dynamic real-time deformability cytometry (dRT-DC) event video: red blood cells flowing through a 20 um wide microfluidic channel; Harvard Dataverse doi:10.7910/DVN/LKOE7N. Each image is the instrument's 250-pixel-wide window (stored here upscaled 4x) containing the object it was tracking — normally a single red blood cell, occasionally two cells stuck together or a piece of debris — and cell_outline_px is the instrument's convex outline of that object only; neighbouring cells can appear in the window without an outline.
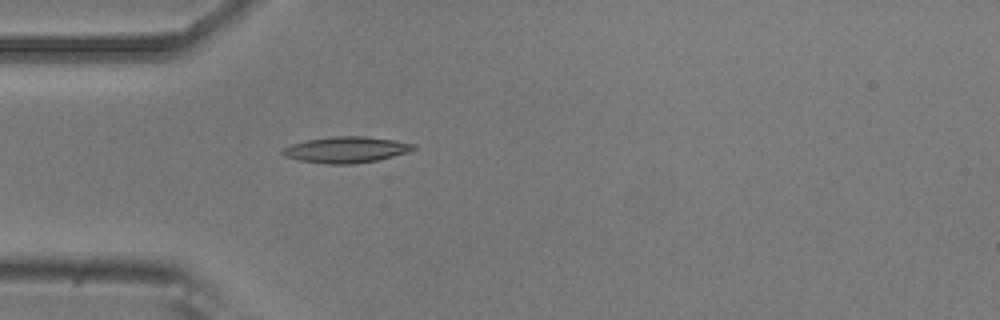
{"species": "common noctule bat (a hibernating species)", "species_latin": "Nyctalus noctula", "temperature_condition": "room temperature", "stored_images_in_passage": 5, "camera_frame_rate_fps": 3000, "um_per_image_px": 0.085, "animal": {"sex": "male", "body_mass_g": 20.5, "forearm_length_mm": 52.5}, "frame": {"image": 1, "passage_image": 5, "time_ms": 1.333, "image_size_px": [1000, 320], "cell_outline_px": [[416, 148], [408, 152], [376, 160], [352, 164], [328, 164], [300, 160], [284, 156], [280, 152], [280, 148], [292, 144], [308, 140], [332, 136], [368, 136], [416, 144]], "centroid_in_image_um": [29.39, 12.72], "position_along_channel_um": 55.6, "area_um2": 19.83}}